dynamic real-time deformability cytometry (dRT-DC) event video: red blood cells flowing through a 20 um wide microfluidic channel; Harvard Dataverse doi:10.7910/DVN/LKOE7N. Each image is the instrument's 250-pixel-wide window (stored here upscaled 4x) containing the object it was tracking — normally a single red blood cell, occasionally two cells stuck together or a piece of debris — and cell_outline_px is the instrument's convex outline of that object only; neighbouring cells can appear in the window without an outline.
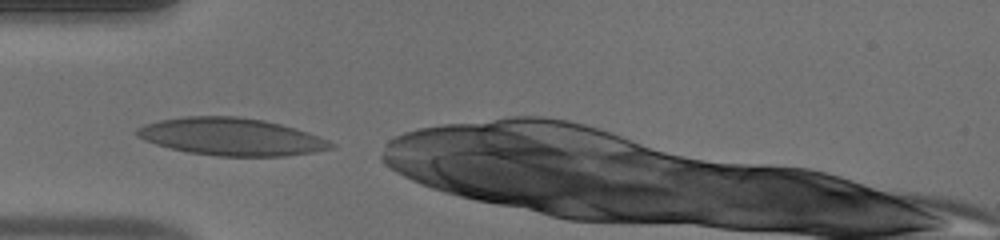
{"species": "human", "species_latin": "Homo sapiens", "temperature_condition": "warm", "stored_images_in_passage": 32, "camera_frame_rate_fps": 3000, "um_per_image_px": 0.085, "donor": {"sex": "male"}, "frame": {"image": 1, "passage_image": 1, "time_ms": 0.0, "image_size_px": [1000, 240], "cell_outline_px": [[336, 148], [312, 152], [284, 156], [216, 156], [188, 152], [156, 144], [144, 140], [136, 136], [136, 128], [144, 124], [160, 120], [184, 116], [236, 116], [264, 120], [280, 124], [308, 132], [328, 140], [336, 144]], "centroid_in_image_um": [19.66, 11.62], "position_along_channel_um": 65.3, "area_um2": 42.31}, "authors_computed_cell_mechanics": {"area_um2": 37.7723, "velocity_mm_per_s": 4.2199, "shape_relaxation_time_tau1_ms": 2.0996, "shape_relaxation_time_tau2_ms": null, "deformation_change_tau1": 0.1447, "deformation_change_tau2": null}}